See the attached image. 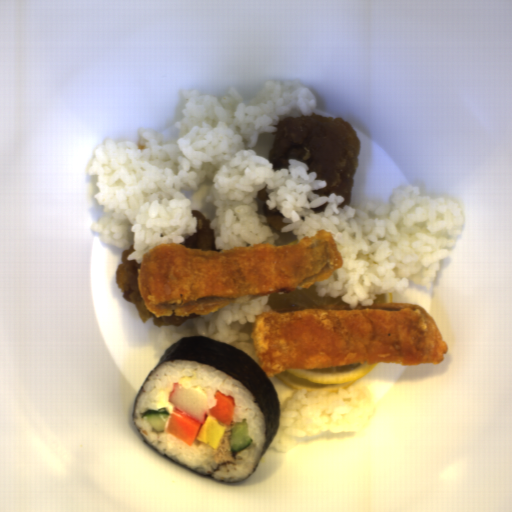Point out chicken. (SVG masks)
<instances>
[{"instance_id":"1","label":"chicken","mask_w":512,"mask_h":512,"mask_svg":"<svg viewBox=\"0 0 512 512\" xmlns=\"http://www.w3.org/2000/svg\"><path fill=\"white\" fill-rule=\"evenodd\" d=\"M268 152L273 170L289 168L288 160L303 162L324 188L312 193L344 197L337 208L350 206L354 175L358 168L361 143L350 123L342 117L301 115L279 120Z\"/></svg>"},{"instance_id":"2","label":"chicken","mask_w":512,"mask_h":512,"mask_svg":"<svg viewBox=\"0 0 512 512\" xmlns=\"http://www.w3.org/2000/svg\"><path fill=\"white\" fill-rule=\"evenodd\" d=\"M135 245H131L130 249L123 251L121 263L115 271V281L117 288L122 291V296L125 301L133 303L137 309L141 321L147 323L153 319V325L157 326H182L186 321L191 318L201 317V315H186V316H164L157 317L147 310L140 292L138 272L142 263H137L136 260H128L127 256L133 254Z\"/></svg>"},{"instance_id":"3","label":"chicken","mask_w":512,"mask_h":512,"mask_svg":"<svg viewBox=\"0 0 512 512\" xmlns=\"http://www.w3.org/2000/svg\"><path fill=\"white\" fill-rule=\"evenodd\" d=\"M195 217L197 225L194 232L182 244L185 248L202 249L206 251H217L214 230L210 228L211 221L199 210L190 211Z\"/></svg>"},{"instance_id":"4","label":"chicken","mask_w":512,"mask_h":512,"mask_svg":"<svg viewBox=\"0 0 512 512\" xmlns=\"http://www.w3.org/2000/svg\"><path fill=\"white\" fill-rule=\"evenodd\" d=\"M269 195L264 188L258 190L257 192V200L260 203L261 210L263 217H265L268 225L272 227L274 230H280L284 226H286V223L283 221L284 215L277 209H269L268 205L266 204L265 200L268 199Z\"/></svg>"}]
</instances>
